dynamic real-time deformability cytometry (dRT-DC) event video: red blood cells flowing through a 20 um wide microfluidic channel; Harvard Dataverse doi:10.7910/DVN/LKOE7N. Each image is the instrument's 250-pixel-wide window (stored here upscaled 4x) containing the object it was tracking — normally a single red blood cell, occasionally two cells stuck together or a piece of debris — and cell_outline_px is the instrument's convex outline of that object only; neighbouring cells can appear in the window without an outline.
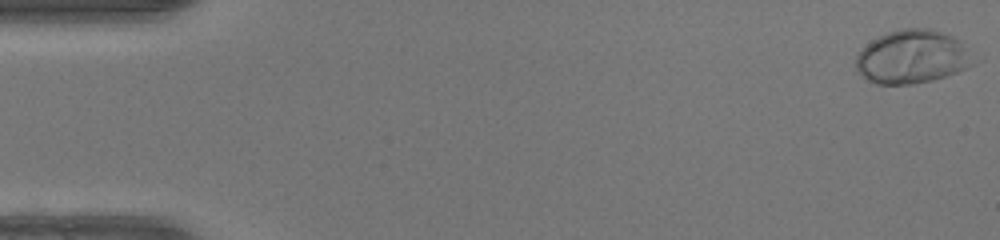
{"species": "human", "species_latin": "Homo sapiens", "temperature_condition": "warm", "stored_images_in_passage": 49, "camera_frame_rate_fps": 3000, "um_per_image_px": 0.085, "donor": {"sex": "female"}, "frame": {"image": 1, "passage_image": 1, "time_ms": 0.0, "image_size_px": [1000, 240], "cell_outline_px": [[972, 64], [968, 68], [932, 80], [912, 84], [876, 84], [868, 80], [856, 68], [856, 56], [872, 40], [888, 32], [904, 28], [932, 28], [952, 36], [960, 40]], "centroid_in_image_um": [77.5, 4.83], "position_along_channel_um": 7.5, "area_um2": 35.84}}
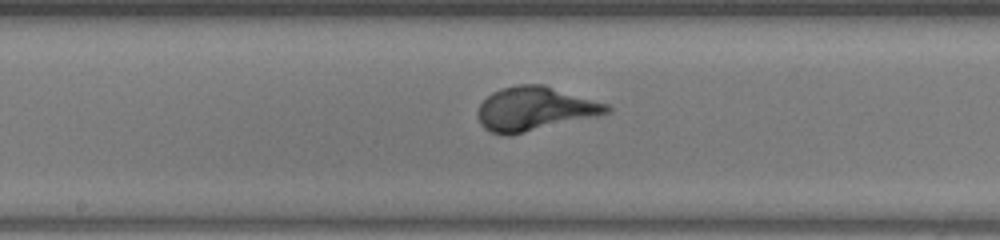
{"frame": {"image": 2, "passage_image": 26, "time_ms": 8.333, "image_size_px": [1000, 240], "cell_outline_px": [[612, 108], [608, 112], [512, 136], [504, 136], [492, 132], [484, 128], [480, 124], [476, 116], [476, 112], [480, 104], [492, 92], [500, 88], [516, 84], [544, 84], [608, 104]], "centroid_in_image_um": [45.38, 9.24], "position_along_channel_um": 202.8, "area_um2": 33.0}}
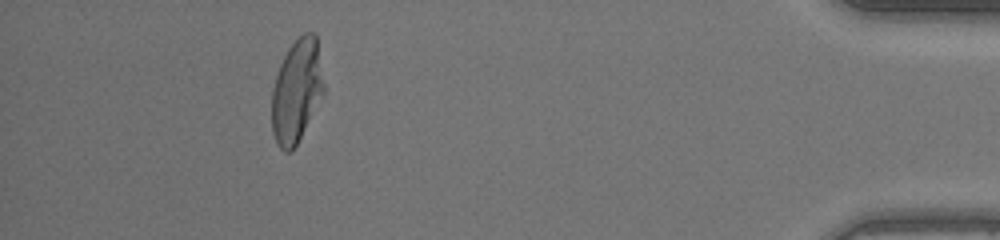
{"frame": {"image": 3, "passage_image": 45, "time_ms": 14.667, "image_size_px": [1000, 240], "cell_outline_px": [[324, 96], [292, 152], [284, 152], [276, 144], [272, 132], [272, 88], [280, 64], [288, 48], [304, 32], [316, 32], [324, 84]], "centroid_in_image_um": [25.23, 7.75], "position_along_channel_um": 410.0, "area_um2": 31.62}}